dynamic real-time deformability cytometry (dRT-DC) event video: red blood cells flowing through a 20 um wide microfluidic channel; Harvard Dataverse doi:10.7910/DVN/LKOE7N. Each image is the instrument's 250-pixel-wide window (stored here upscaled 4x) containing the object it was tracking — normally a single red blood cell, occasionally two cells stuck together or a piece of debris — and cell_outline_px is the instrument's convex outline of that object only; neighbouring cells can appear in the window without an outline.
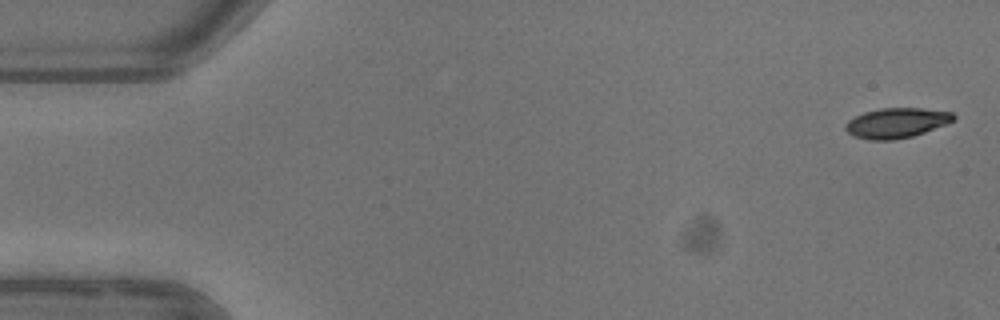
{"species": "common noctule bat (a hibernating species)", "species_latin": "Nyctalus noctula", "temperature_condition": "warm", "stored_images_in_passage": 5, "camera_frame_rate_fps": 3000, "um_per_image_px": 0.085, "animal": {"sex": "female"}, "frame": {"image": 1, "passage_image": 1, "time_ms": 0.0, "image_size_px": [1000, 320], "cell_outline_px": [[956, 120], [948, 124], [912, 136], [892, 140], [868, 140], [852, 136], [844, 128], [844, 124], [848, 120], [864, 112], [880, 108], [920, 108], [952, 112], [956, 116]], "centroid_in_image_um": [76.2, 10.45], "position_along_channel_um": 8.8, "area_um2": 19.07}}
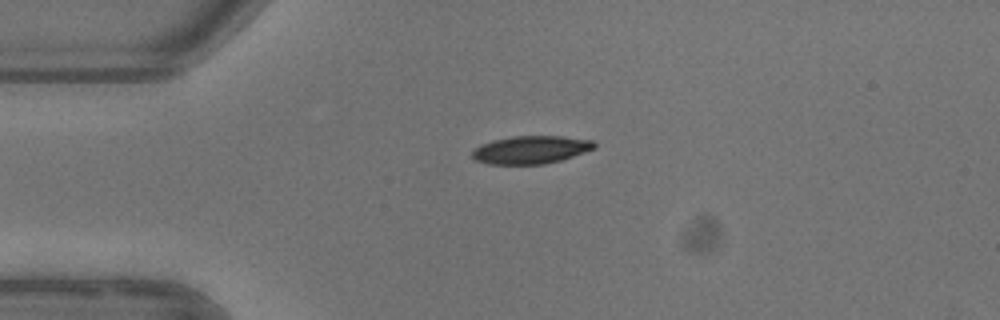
{"frame": {"image": 2, "passage_image": 4, "time_ms": 3.667, "image_size_px": [1000, 320], "cell_outline_px": [[596, 148], [560, 160], [544, 164], [488, 164], [476, 160], [472, 156], [472, 152], [480, 144], [492, 140], [512, 136], [560, 136], [592, 140], [596, 144]], "centroid_in_image_um": [45.11, 12.72], "position_along_channel_um": 39.9, "area_um2": 19.77}}